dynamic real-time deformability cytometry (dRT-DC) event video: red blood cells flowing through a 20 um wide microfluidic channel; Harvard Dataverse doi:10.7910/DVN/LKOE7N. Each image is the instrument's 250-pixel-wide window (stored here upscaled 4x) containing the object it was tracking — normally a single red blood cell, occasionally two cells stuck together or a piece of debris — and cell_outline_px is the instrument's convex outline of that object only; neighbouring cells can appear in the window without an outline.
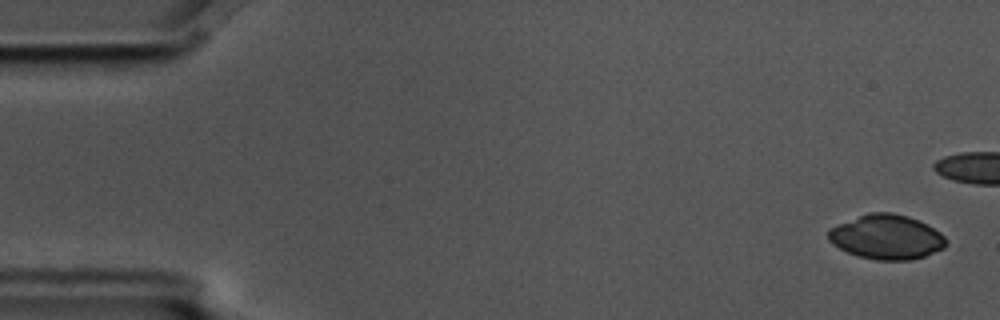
{"species": "common noctule bat (a hibernating species)", "species_latin": "Nyctalus noctula", "temperature_condition": "cold", "stored_images_in_passage": 6, "camera_frame_rate_fps": 3000, "um_per_image_px": 0.085, "animal": {"sex": "male", "body_mass_g": 17.5, "forearm_length_mm": 52.3}, "frame": {"image": 1, "passage_image": 1, "time_ms": 0.0, "image_size_px": [1000, 320], "cell_outline_px": [[944, 248], [924, 256], [908, 260], [876, 260], [860, 256], [848, 252], [832, 244], [828, 240], [828, 228], [836, 224], [868, 212], [892, 212], [908, 216], [940, 232], [944, 236]], "centroid_in_image_um": [75.29, 20.13], "position_along_channel_um": 9.7, "area_um2": 30.35}}